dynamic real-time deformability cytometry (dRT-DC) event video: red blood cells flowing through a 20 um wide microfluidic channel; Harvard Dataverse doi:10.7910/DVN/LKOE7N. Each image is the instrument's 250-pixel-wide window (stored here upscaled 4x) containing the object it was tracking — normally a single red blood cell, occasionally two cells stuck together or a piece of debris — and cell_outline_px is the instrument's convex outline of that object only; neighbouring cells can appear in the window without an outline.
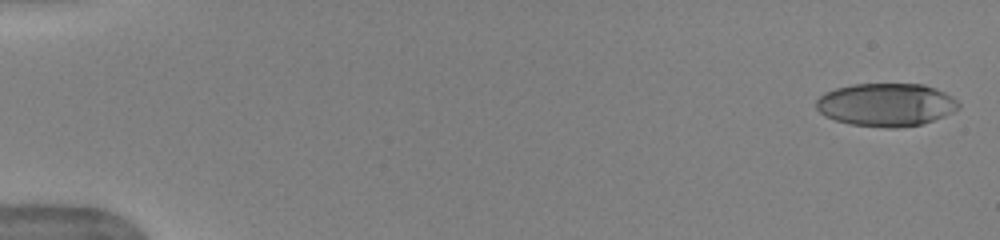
{"species": "human", "species_latin": "Homo sapiens", "temperature_condition": "warm", "stored_images_in_passage": 22, "camera_frame_rate_fps": 3000, "um_per_image_px": 0.085, "donor": {"sex": "female"}, "frame": {"image": 1, "passage_image": 1, "time_ms": 0.0, "image_size_px": [1000, 240], "cell_outline_px": [[960, 108], [944, 116], [924, 124], [896, 128], [884, 128], [848, 124], [824, 116], [816, 108], [816, 100], [824, 92], [836, 88], [852, 84], [924, 84], [936, 88], [952, 96], [960, 104]], "centroid_in_image_um": [75.32, 8.91], "position_along_channel_um": 9.7, "area_um2": 36.07}}
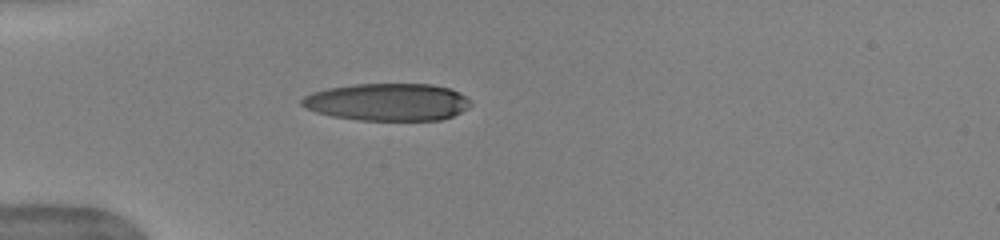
{"frame": {"image": 2, "passage_image": 10, "time_ms": 3.0, "image_size_px": [1000, 240], "cell_outline_px": [[472, 104], [468, 108], [452, 116], [440, 120], [360, 120], [332, 116], [316, 112], [304, 108], [300, 104], [300, 100], [304, 96], [312, 92], [328, 88], [352, 84], [432, 84], [448, 88], [460, 92]], "centroid_in_image_um": [32.91, 8.67], "position_along_channel_um": 52.1, "area_um2": 36.88}}
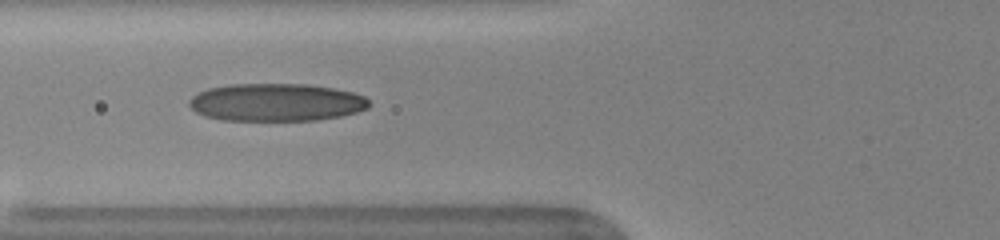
{"frame": {"image": 3, "passage_image": 14, "time_ms": 4.333, "image_size_px": [1000, 240], "cell_outline_px": [[368, 108], [356, 112], [340, 116], [316, 120], [224, 120], [204, 116], [196, 112], [188, 104], [188, 100], [196, 92], [208, 88], [232, 84], [308, 84], [332, 88], [352, 92], [364, 96], [368, 100]], "centroid_in_image_um": [23.43, 8.69], "position_along_channel_um": 102.4, "area_um2": 39.54}}